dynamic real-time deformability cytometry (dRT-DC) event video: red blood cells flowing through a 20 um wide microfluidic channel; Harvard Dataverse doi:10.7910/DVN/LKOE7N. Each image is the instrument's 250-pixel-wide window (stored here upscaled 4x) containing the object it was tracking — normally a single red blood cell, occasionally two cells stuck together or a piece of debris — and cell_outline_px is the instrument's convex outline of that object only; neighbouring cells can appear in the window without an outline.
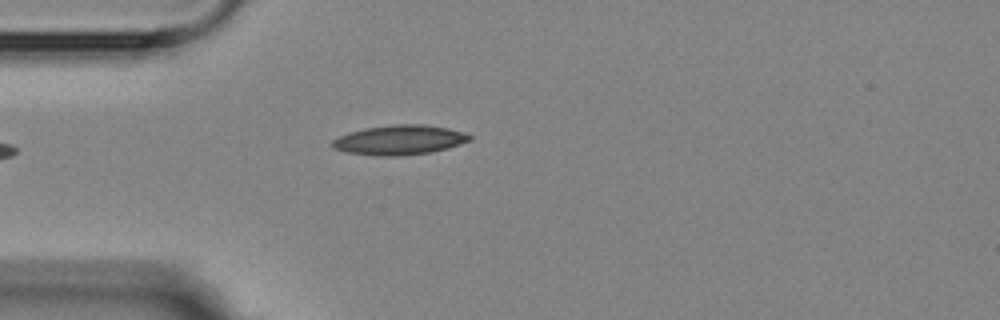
{"species": "Egyptian fruit bat (a non-hibernating species)", "species_latin": "Rousettus aegyptiacus", "temperature_condition": "room temperature", "stored_images_in_passage": 5, "camera_frame_rate_fps": 3000, "um_per_image_px": 0.085, "animal": {"sex": "female"}, "frame": {"image": 1, "passage_image": 5, "time_ms": 4.667, "image_size_px": [1000, 320], "cell_outline_px": [[472, 140], [448, 148], [432, 152], [396, 156], [380, 156], [344, 152], [332, 148], [332, 140], [348, 132], [364, 128], [392, 124], [424, 124], [448, 128], [464, 132], [472, 136]], "centroid_in_image_um": [33.96, 11.89], "position_along_channel_um": 51.0, "area_um2": 23.93}}